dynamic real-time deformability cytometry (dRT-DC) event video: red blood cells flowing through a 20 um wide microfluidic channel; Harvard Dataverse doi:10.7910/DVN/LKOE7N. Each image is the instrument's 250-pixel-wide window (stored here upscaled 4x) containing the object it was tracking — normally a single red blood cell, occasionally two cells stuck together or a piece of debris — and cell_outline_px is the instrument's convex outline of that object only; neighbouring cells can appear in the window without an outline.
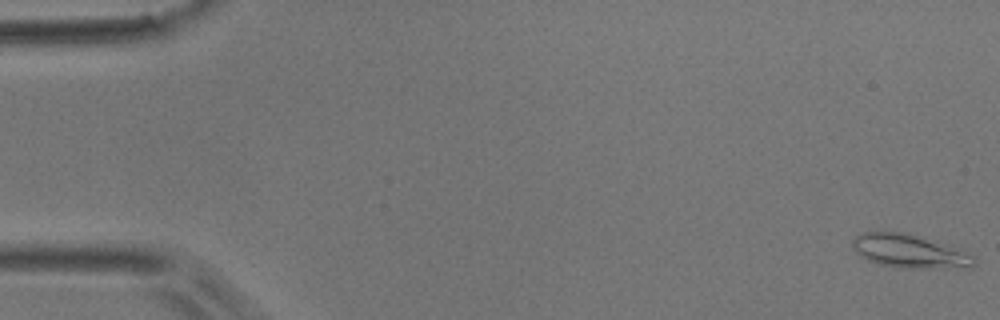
{"species": "common noctule bat (a hibernating species)", "species_latin": "Nyctalus noctula", "temperature_condition": "room temperature", "stored_images_in_passage": 12, "camera_frame_rate_fps": 3000, "um_per_image_px": 0.085, "animal": {"sex": "male", "body_mass_g": 17.9}, "frame": {"image": 1, "passage_image": 1, "time_ms": 0.0, "image_size_px": [1000, 320], "cell_outline_px": [[976, 264], [972, 268], [904, 268], [876, 264], [860, 256], [852, 248], [852, 240], [856, 236], [864, 232], [908, 232], [972, 256], [976, 260]], "centroid_in_image_um": [77.23, 21.37], "position_along_channel_um": 7.8, "area_um2": 23.35}}